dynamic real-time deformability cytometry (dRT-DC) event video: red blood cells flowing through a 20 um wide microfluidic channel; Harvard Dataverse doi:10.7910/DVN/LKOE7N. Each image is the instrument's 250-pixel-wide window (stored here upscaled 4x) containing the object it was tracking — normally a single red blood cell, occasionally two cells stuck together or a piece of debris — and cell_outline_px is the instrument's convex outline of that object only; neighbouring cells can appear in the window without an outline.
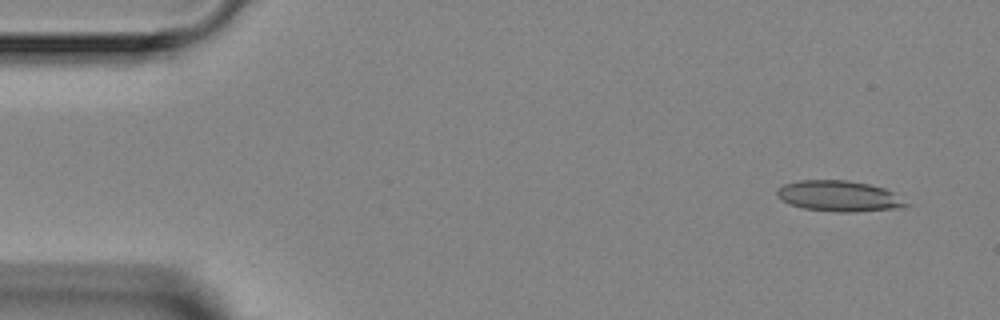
{"species": "Egyptian fruit bat (a non-hibernating species)", "species_latin": "Rousettus aegyptiacus", "temperature_condition": "room temperature", "stored_images_in_passage": 4, "camera_frame_rate_fps": 3000, "um_per_image_px": 0.085, "animal": {"sex": "female"}, "frame": {"image": 1, "passage_image": 1, "time_ms": 0.0, "image_size_px": [1000, 320], "cell_outline_px": [[912, 204], [904, 208], [856, 212], [840, 212], [804, 208], [788, 204], [780, 200], [776, 196], [776, 188], [784, 184], [800, 180], [848, 180], [868, 184], [884, 188], [896, 192]], "centroid_in_image_um": [71.37, 16.67], "position_along_channel_um": 13.6, "area_um2": 23.7}}
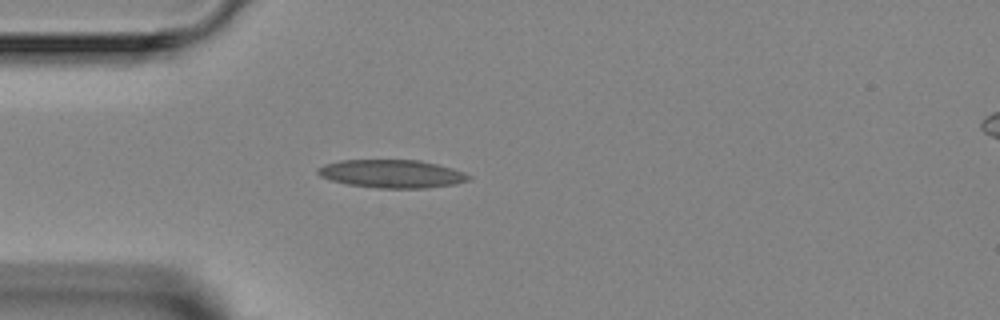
{"frame": {"image": 2, "passage_image": 4, "time_ms": 3.333, "image_size_px": [1000, 320], "cell_outline_px": [[472, 176], [468, 180], [456, 184], [428, 188], [380, 188], [348, 184], [332, 180], [320, 176], [316, 172], [316, 168], [324, 164], [340, 160], [420, 160], [452, 168], [464, 172]], "centroid_in_image_um": [33.31, 14.77], "position_along_channel_um": 51.7, "area_um2": 24.74}}